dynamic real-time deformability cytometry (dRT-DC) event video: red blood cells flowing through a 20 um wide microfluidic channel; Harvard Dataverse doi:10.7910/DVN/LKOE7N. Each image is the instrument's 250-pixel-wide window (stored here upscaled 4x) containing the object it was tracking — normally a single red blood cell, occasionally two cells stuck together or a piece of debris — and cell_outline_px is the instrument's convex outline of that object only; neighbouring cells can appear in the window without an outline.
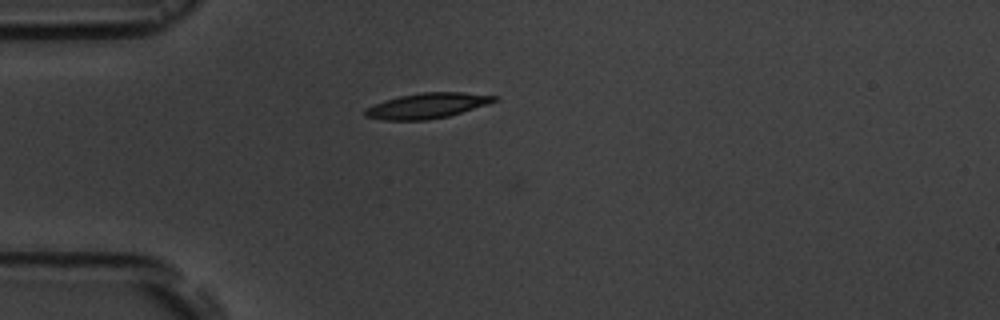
{"species": "common noctule bat (a hibernating species)", "species_latin": "Nyctalus noctula", "temperature_condition": "room temperature", "stored_images_in_passage": 12, "camera_frame_rate_fps": 3000, "um_per_image_px": 0.085, "animal": {"sex": "male", "body_mass_g": 19.5, "forearm_length_mm": 54.6}, "frame": {"image": 1, "passage_image": 1, "time_ms": 0.0, "image_size_px": [1000, 320], "cell_outline_px": [[500, 96], [496, 100], [488, 104], [448, 116], [428, 120], [384, 120], [364, 116], [364, 108], [372, 104], [384, 100], [400, 96], [420, 92], [464, 92]], "centroid_in_image_um": [36.28, 8.98], "position_along_channel_um": 48.7, "area_um2": 19.19}}
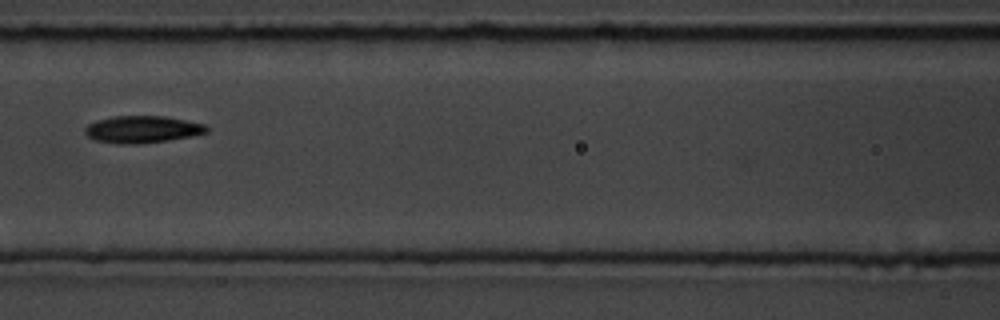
{"frame": {"image": 2, "passage_image": 4, "time_ms": 3.333, "image_size_px": [1000, 320], "cell_outline_px": [[208, 132], [192, 136], [168, 140], [140, 144], [116, 144], [96, 140], [88, 136], [84, 132], [84, 128], [88, 124], [96, 120], [112, 116], [164, 116], [204, 124], [208, 128]], "centroid_in_image_um": [12.06, 11.0], "position_along_channel_um": 154.5, "area_um2": 19.25}}
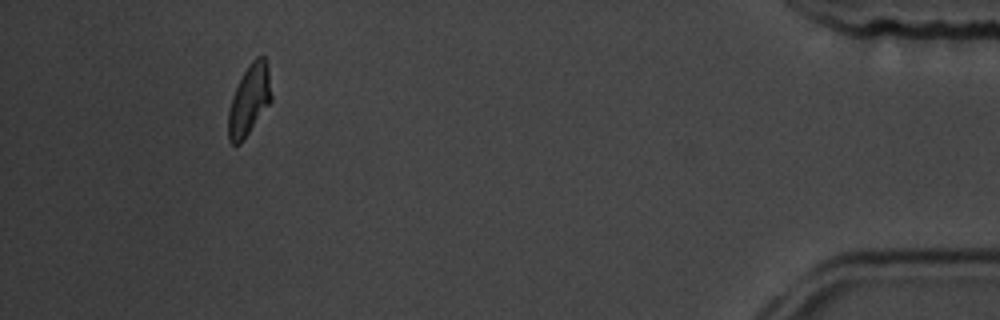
{"frame": {"image": 3, "passage_image": 11, "time_ms": 12.333, "image_size_px": [1000, 320], "cell_outline_px": [[272, 100], [240, 144], [232, 144], [228, 140], [228, 112], [232, 96], [244, 72], [252, 60], [256, 56], [264, 56], [268, 64], [272, 96]], "centroid_in_image_um": [21.19, 8.49], "position_along_channel_um": 414.0, "area_um2": 17.57}, "authors_computed_cell_mechanics": {"area_um2": 18.9873, "velocity_mm_per_s": 3.609, "shape_relaxation_time_tau1_ms": 2.7225, "shape_relaxation_time_tau2_ms": 1.2662, "deformation_change_tau1": 0.117, "deformation_change_tau2": 0.0429}}